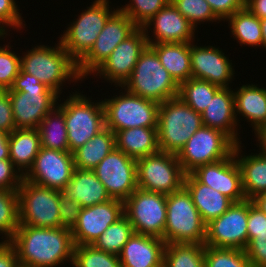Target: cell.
I'll use <instances>...</instances> for the list:
<instances>
[{
  "label": "cell",
  "mask_w": 266,
  "mask_h": 267,
  "mask_svg": "<svg viewBox=\"0 0 266 267\" xmlns=\"http://www.w3.org/2000/svg\"><path fill=\"white\" fill-rule=\"evenodd\" d=\"M240 145L241 143L235 145L233 153L241 170L245 197L252 200L266 191V155L260 152L243 156V146Z\"/></svg>",
  "instance_id": "4316f807"
},
{
  "label": "cell",
  "mask_w": 266,
  "mask_h": 267,
  "mask_svg": "<svg viewBox=\"0 0 266 267\" xmlns=\"http://www.w3.org/2000/svg\"><path fill=\"white\" fill-rule=\"evenodd\" d=\"M170 2L195 29L199 23L220 22L206 0H170Z\"/></svg>",
  "instance_id": "60d3db41"
},
{
  "label": "cell",
  "mask_w": 266,
  "mask_h": 267,
  "mask_svg": "<svg viewBox=\"0 0 266 267\" xmlns=\"http://www.w3.org/2000/svg\"><path fill=\"white\" fill-rule=\"evenodd\" d=\"M266 230V214L263 213L252 200L248 199V243L256 237L257 233Z\"/></svg>",
  "instance_id": "c3c4849f"
},
{
  "label": "cell",
  "mask_w": 266,
  "mask_h": 267,
  "mask_svg": "<svg viewBox=\"0 0 266 267\" xmlns=\"http://www.w3.org/2000/svg\"><path fill=\"white\" fill-rule=\"evenodd\" d=\"M18 265L15 247L9 241L0 242V267H17Z\"/></svg>",
  "instance_id": "816d5d0a"
},
{
  "label": "cell",
  "mask_w": 266,
  "mask_h": 267,
  "mask_svg": "<svg viewBox=\"0 0 266 267\" xmlns=\"http://www.w3.org/2000/svg\"><path fill=\"white\" fill-rule=\"evenodd\" d=\"M74 168L73 153L41 147L24 179L62 191L70 181Z\"/></svg>",
  "instance_id": "ac0fdd59"
},
{
  "label": "cell",
  "mask_w": 266,
  "mask_h": 267,
  "mask_svg": "<svg viewBox=\"0 0 266 267\" xmlns=\"http://www.w3.org/2000/svg\"><path fill=\"white\" fill-rule=\"evenodd\" d=\"M169 2L170 0H130V3L118 9L129 16L139 28H142Z\"/></svg>",
  "instance_id": "b9f144b4"
},
{
  "label": "cell",
  "mask_w": 266,
  "mask_h": 267,
  "mask_svg": "<svg viewBox=\"0 0 266 267\" xmlns=\"http://www.w3.org/2000/svg\"><path fill=\"white\" fill-rule=\"evenodd\" d=\"M109 3V0H95L61 35L63 48L76 63L90 51L108 19L118 10H111Z\"/></svg>",
  "instance_id": "9c48e42d"
},
{
  "label": "cell",
  "mask_w": 266,
  "mask_h": 267,
  "mask_svg": "<svg viewBox=\"0 0 266 267\" xmlns=\"http://www.w3.org/2000/svg\"><path fill=\"white\" fill-rule=\"evenodd\" d=\"M235 143L222 131L202 125L177 154L185 174L199 166L227 158Z\"/></svg>",
  "instance_id": "7c38bea8"
},
{
  "label": "cell",
  "mask_w": 266,
  "mask_h": 267,
  "mask_svg": "<svg viewBox=\"0 0 266 267\" xmlns=\"http://www.w3.org/2000/svg\"><path fill=\"white\" fill-rule=\"evenodd\" d=\"M165 241L162 238L133 233L123 246L122 267H163Z\"/></svg>",
  "instance_id": "cb8c5ba5"
},
{
  "label": "cell",
  "mask_w": 266,
  "mask_h": 267,
  "mask_svg": "<svg viewBox=\"0 0 266 267\" xmlns=\"http://www.w3.org/2000/svg\"><path fill=\"white\" fill-rule=\"evenodd\" d=\"M57 105L63 110L65 116L69 152L71 153L106 128L101 100L94 103L90 98L76 91L70 93L63 103H57Z\"/></svg>",
  "instance_id": "52a82bcc"
},
{
  "label": "cell",
  "mask_w": 266,
  "mask_h": 267,
  "mask_svg": "<svg viewBox=\"0 0 266 267\" xmlns=\"http://www.w3.org/2000/svg\"><path fill=\"white\" fill-rule=\"evenodd\" d=\"M122 87L134 95L159 104L178 97L179 94V84L162 66L150 45L141 52L132 75Z\"/></svg>",
  "instance_id": "277c9868"
},
{
  "label": "cell",
  "mask_w": 266,
  "mask_h": 267,
  "mask_svg": "<svg viewBox=\"0 0 266 267\" xmlns=\"http://www.w3.org/2000/svg\"><path fill=\"white\" fill-rule=\"evenodd\" d=\"M162 66L180 85L192 77L190 43H148Z\"/></svg>",
  "instance_id": "4dcf8cb0"
},
{
  "label": "cell",
  "mask_w": 266,
  "mask_h": 267,
  "mask_svg": "<svg viewBox=\"0 0 266 267\" xmlns=\"http://www.w3.org/2000/svg\"><path fill=\"white\" fill-rule=\"evenodd\" d=\"M15 129L8 91L0 89V131L10 134Z\"/></svg>",
  "instance_id": "f907efd6"
},
{
  "label": "cell",
  "mask_w": 266,
  "mask_h": 267,
  "mask_svg": "<svg viewBox=\"0 0 266 267\" xmlns=\"http://www.w3.org/2000/svg\"><path fill=\"white\" fill-rule=\"evenodd\" d=\"M124 92L104 99L105 127L113 133L135 127L157 128L159 103Z\"/></svg>",
  "instance_id": "ba28073f"
},
{
  "label": "cell",
  "mask_w": 266,
  "mask_h": 267,
  "mask_svg": "<svg viewBox=\"0 0 266 267\" xmlns=\"http://www.w3.org/2000/svg\"><path fill=\"white\" fill-rule=\"evenodd\" d=\"M16 249L19 264L29 267H58L73 263L74 242L71 229L36 228L19 225L9 241Z\"/></svg>",
  "instance_id": "6da1fadb"
},
{
  "label": "cell",
  "mask_w": 266,
  "mask_h": 267,
  "mask_svg": "<svg viewBox=\"0 0 266 267\" xmlns=\"http://www.w3.org/2000/svg\"><path fill=\"white\" fill-rule=\"evenodd\" d=\"M204 243H166L163 267H205Z\"/></svg>",
  "instance_id": "e575fe53"
},
{
  "label": "cell",
  "mask_w": 266,
  "mask_h": 267,
  "mask_svg": "<svg viewBox=\"0 0 266 267\" xmlns=\"http://www.w3.org/2000/svg\"><path fill=\"white\" fill-rule=\"evenodd\" d=\"M41 148L38 129H15L9 134V157L24 176Z\"/></svg>",
  "instance_id": "f546056e"
},
{
  "label": "cell",
  "mask_w": 266,
  "mask_h": 267,
  "mask_svg": "<svg viewBox=\"0 0 266 267\" xmlns=\"http://www.w3.org/2000/svg\"><path fill=\"white\" fill-rule=\"evenodd\" d=\"M191 174L200 183L217 190L233 202L246 200L241 170L233 152L220 161L199 166Z\"/></svg>",
  "instance_id": "ffe728a7"
},
{
  "label": "cell",
  "mask_w": 266,
  "mask_h": 267,
  "mask_svg": "<svg viewBox=\"0 0 266 267\" xmlns=\"http://www.w3.org/2000/svg\"><path fill=\"white\" fill-rule=\"evenodd\" d=\"M81 205L60 191L59 217L60 227L72 229L78 221Z\"/></svg>",
  "instance_id": "f6af8a7d"
},
{
  "label": "cell",
  "mask_w": 266,
  "mask_h": 267,
  "mask_svg": "<svg viewBox=\"0 0 266 267\" xmlns=\"http://www.w3.org/2000/svg\"><path fill=\"white\" fill-rule=\"evenodd\" d=\"M148 45L142 28H138L126 40L120 42L110 56L92 73L104 78L107 82L115 83L116 87L123 84L132 75L133 69L141 52Z\"/></svg>",
  "instance_id": "e0dca14e"
},
{
  "label": "cell",
  "mask_w": 266,
  "mask_h": 267,
  "mask_svg": "<svg viewBox=\"0 0 266 267\" xmlns=\"http://www.w3.org/2000/svg\"><path fill=\"white\" fill-rule=\"evenodd\" d=\"M220 21L227 20L236 11L245 7V0H206Z\"/></svg>",
  "instance_id": "681fc988"
},
{
  "label": "cell",
  "mask_w": 266,
  "mask_h": 267,
  "mask_svg": "<svg viewBox=\"0 0 266 267\" xmlns=\"http://www.w3.org/2000/svg\"><path fill=\"white\" fill-rule=\"evenodd\" d=\"M124 215L134 232L162 238L166 225V195L137 188L124 201Z\"/></svg>",
  "instance_id": "4fadbf2b"
},
{
  "label": "cell",
  "mask_w": 266,
  "mask_h": 267,
  "mask_svg": "<svg viewBox=\"0 0 266 267\" xmlns=\"http://www.w3.org/2000/svg\"><path fill=\"white\" fill-rule=\"evenodd\" d=\"M133 233V226L124 215L117 222L110 224L92 245L99 250L119 255Z\"/></svg>",
  "instance_id": "8d00e7d4"
},
{
  "label": "cell",
  "mask_w": 266,
  "mask_h": 267,
  "mask_svg": "<svg viewBox=\"0 0 266 267\" xmlns=\"http://www.w3.org/2000/svg\"><path fill=\"white\" fill-rule=\"evenodd\" d=\"M24 176L10 159L0 160V189L17 191Z\"/></svg>",
  "instance_id": "bcb514c9"
},
{
  "label": "cell",
  "mask_w": 266,
  "mask_h": 267,
  "mask_svg": "<svg viewBox=\"0 0 266 267\" xmlns=\"http://www.w3.org/2000/svg\"><path fill=\"white\" fill-rule=\"evenodd\" d=\"M15 0H0V33L7 34L8 27L23 29L26 25ZM24 22V23H23Z\"/></svg>",
  "instance_id": "ee69618b"
},
{
  "label": "cell",
  "mask_w": 266,
  "mask_h": 267,
  "mask_svg": "<svg viewBox=\"0 0 266 267\" xmlns=\"http://www.w3.org/2000/svg\"><path fill=\"white\" fill-rule=\"evenodd\" d=\"M62 193L77 201L82 208L101 204L111 199L104 184L93 170L78 168H74L72 177Z\"/></svg>",
  "instance_id": "d4e9b609"
},
{
  "label": "cell",
  "mask_w": 266,
  "mask_h": 267,
  "mask_svg": "<svg viewBox=\"0 0 266 267\" xmlns=\"http://www.w3.org/2000/svg\"><path fill=\"white\" fill-rule=\"evenodd\" d=\"M21 69L35 76L41 83L52 89L59 96L66 81H83L78 74L77 63L63 48L60 40L54 47L34 45L20 57ZM62 86V87H61Z\"/></svg>",
  "instance_id": "3957f363"
},
{
  "label": "cell",
  "mask_w": 266,
  "mask_h": 267,
  "mask_svg": "<svg viewBox=\"0 0 266 267\" xmlns=\"http://www.w3.org/2000/svg\"><path fill=\"white\" fill-rule=\"evenodd\" d=\"M261 27H262V36H263V47L266 49V18L261 19Z\"/></svg>",
  "instance_id": "6f0895ef"
},
{
  "label": "cell",
  "mask_w": 266,
  "mask_h": 267,
  "mask_svg": "<svg viewBox=\"0 0 266 267\" xmlns=\"http://www.w3.org/2000/svg\"><path fill=\"white\" fill-rule=\"evenodd\" d=\"M151 26L153 28H151ZM148 43L195 42V27L169 2L142 27ZM153 33L150 38V31ZM155 38V39H154Z\"/></svg>",
  "instance_id": "7402d4cb"
},
{
  "label": "cell",
  "mask_w": 266,
  "mask_h": 267,
  "mask_svg": "<svg viewBox=\"0 0 266 267\" xmlns=\"http://www.w3.org/2000/svg\"><path fill=\"white\" fill-rule=\"evenodd\" d=\"M245 6L259 19L266 18V0H245Z\"/></svg>",
  "instance_id": "f5cc1de1"
},
{
  "label": "cell",
  "mask_w": 266,
  "mask_h": 267,
  "mask_svg": "<svg viewBox=\"0 0 266 267\" xmlns=\"http://www.w3.org/2000/svg\"><path fill=\"white\" fill-rule=\"evenodd\" d=\"M17 193L20 225L36 228L60 227V191L23 178Z\"/></svg>",
  "instance_id": "30bf717a"
},
{
  "label": "cell",
  "mask_w": 266,
  "mask_h": 267,
  "mask_svg": "<svg viewBox=\"0 0 266 267\" xmlns=\"http://www.w3.org/2000/svg\"><path fill=\"white\" fill-rule=\"evenodd\" d=\"M139 27L119 9L108 19L90 51L77 63L82 79L92 73L110 56L115 47Z\"/></svg>",
  "instance_id": "5bb4252c"
},
{
  "label": "cell",
  "mask_w": 266,
  "mask_h": 267,
  "mask_svg": "<svg viewBox=\"0 0 266 267\" xmlns=\"http://www.w3.org/2000/svg\"><path fill=\"white\" fill-rule=\"evenodd\" d=\"M184 187L191 194L192 201L206 225L221 216L233 204L230 198L200 183L191 173L185 175Z\"/></svg>",
  "instance_id": "484cf974"
},
{
  "label": "cell",
  "mask_w": 266,
  "mask_h": 267,
  "mask_svg": "<svg viewBox=\"0 0 266 267\" xmlns=\"http://www.w3.org/2000/svg\"><path fill=\"white\" fill-rule=\"evenodd\" d=\"M12 46H0V89L9 90L15 77L21 70V59L11 49Z\"/></svg>",
  "instance_id": "7bdbcfd3"
},
{
  "label": "cell",
  "mask_w": 266,
  "mask_h": 267,
  "mask_svg": "<svg viewBox=\"0 0 266 267\" xmlns=\"http://www.w3.org/2000/svg\"><path fill=\"white\" fill-rule=\"evenodd\" d=\"M254 133L258 139L259 152L266 155V124L260 126Z\"/></svg>",
  "instance_id": "11a10c76"
},
{
  "label": "cell",
  "mask_w": 266,
  "mask_h": 267,
  "mask_svg": "<svg viewBox=\"0 0 266 267\" xmlns=\"http://www.w3.org/2000/svg\"><path fill=\"white\" fill-rule=\"evenodd\" d=\"M205 267H253L245 250L205 246Z\"/></svg>",
  "instance_id": "ab89813d"
},
{
  "label": "cell",
  "mask_w": 266,
  "mask_h": 267,
  "mask_svg": "<svg viewBox=\"0 0 266 267\" xmlns=\"http://www.w3.org/2000/svg\"><path fill=\"white\" fill-rule=\"evenodd\" d=\"M37 129L41 147L69 152L65 116L58 105L45 116Z\"/></svg>",
  "instance_id": "836d02e7"
},
{
  "label": "cell",
  "mask_w": 266,
  "mask_h": 267,
  "mask_svg": "<svg viewBox=\"0 0 266 267\" xmlns=\"http://www.w3.org/2000/svg\"><path fill=\"white\" fill-rule=\"evenodd\" d=\"M139 189L171 194L184 186L185 173L176 154L159 151L136 160Z\"/></svg>",
  "instance_id": "8fae6325"
},
{
  "label": "cell",
  "mask_w": 266,
  "mask_h": 267,
  "mask_svg": "<svg viewBox=\"0 0 266 267\" xmlns=\"http://www.w3.org/2000/svg\"><path fill=\"white\" fill-rule=\"evenodd\" d=\"M111 199L125 201L137 188L136 159L114 148L94 169Z\"/></svg>",
  "instance_id": "2e32d148"
},
{
  "label": "cell",
  "mask_w": 266,
  "mask_h": 267,
  "mask_svg": "<svg viewBox=\"0 0 266 267\" xmlns=\"http://www.w3.org/2000/svg\"><path fill=\"white\" fill-rule=\"evenodd\" d=\"M221 88L207 80L191 77L179 85L180 97L189 107L197 113H202Z\"/></svg>",
  "instance_id": "d590c367"
},
{
  "label": "cell",
  "mask_w": 266,
  "mask_h": 267,
  "mask_svg": "<svg viewBox=\"0 0 266 267\" xmlns=\"http://www.w3.org/2000/svg\"><path fill=\"white\" fill-rule=\"evenodd\" d=\"M248 199L233 202L218 218L206 225L205 246L245 250L248 245Z\"/></svg>",
  "instance_id": "9a60e30c"
},
{
  "label": "cell",
  "mask_w": 266,
  "mask_h": 267,
  "mask_svg": "<svg viewBox=\"0 0 266 267\" xmlns=\"http://www.w3.org/2000/svg\"><path fill=\"white\" fill-rule=\"evenodd\" d=\"M253 203L260 208V210L266 214V191L260 193L252 199Z\"/></svg>",
  "instance_id": "9f6ffc18"
},
{
  "label": "cell",
  "mask_w": 266,
  "mask_h": 267,
  "mask_svg": "<svg viewBox=\"0 0 266 267\" xmlns=\"http://www.w3.org/2000/svg\"><path fill=\"white\" fill-rule=\"evenodd\" d=\"M19 225V199L17 191L0 189V235H4L1 239L3 241H10Z\"/></svg>",
  "instance_id": "74e56055"
},
{
  "label": "cell",
  "mask_w": 266,
  "mask_h": 267,
  "mask_svg": "<svg viewBox=\"0 0 266 267\" xmlns=\"http://www.w3.org/2000/svg\"><path fill=\"white\" fill-rule=\"evenodd\" d=\"M114 148L115 133L105 128L73 152L74 167L93 170Z\"/></svg>",
  "instance_id": "1f68e13d"
},
{
  "label": "cell",
  "mask_w": 266,
  "mask_h": 267,
  "mask_svg": "<svg viewBox=\"0 0 266 267\" xmlns=\"http://www.w3.org/2000/svg\"><path fill=\"white\" fill-rule=\"evenodd\" d=\"M201 118L204 126L222 131L235 144L241 143L231 87L221 88L213 96L207 108L201 113Z\"/></svg>",
  "instance_id": "603a6c76"
},
{
  "label": "cell",
  "mask_w": 266,
  "mask_h": 267,
  "mask_svg": "<svg viewBox=\"0 0 266 267\" xmlns=\"http://www.w3.org/2000/svg\"><path fill=\"white\" fill-rule=\"evenodd\" d=\"M7 35H8V34H1V33H0V38L3 39V38H5Z\"/></svg>",
  "instance_id": "680465c9"
},
{
  "label": "cell",
  "mask_w": 266,
  "mask_h": 267,
  "mask_svg": "<svg viewBox=\"0 0 266 267\" xmlns=\"http://www.w3.org/2000/svg\"><path fill=\"white\" fill-rule=\"evenodd\" d=\"M10 159L9 157V134L0 131V160Z\"/></svg>",
  "instance_id": "db71d44e"
},
{
  "label": "cell",
  "mask_w": 266,
  "mask_h": 267,
  "mask_svg": "<svg viewBox=\"0 0 266 267\" xmlns=\"http://www.w3.org/2000/svg\"><path fill=\"white\" fill-rule=\"evenodd\" d=\"M215 46H197L190 43L192 77L207 80L220 88H228L234 78L232 60ZM232 79V80H231Z\"/></svg>",
  "instance_id": "44dd1931"
},
{
  "label": "cell",
  "mask_w": 266,
  "mask_h": 267,
  "mask_svg": "<svg viewBox=\"0 0 266 267\" xmlns=\"http://www.w3.org/2000/svg\"><path fill=\"white\" fill-rule=\"evenodd\" d=\"M238 90V91H237ZM234 93L235 114L237 123L242 116L251 122L254 132L262 125L266 124V88L258 87L255 84L242 85Z\"/></svg>",
  "instance_id": "83f0119b"
},
{
  "label": "cell",
  "mask_w": 266,
  "mask_h": 267,
  "mask_svg": "<svg viewBox=\"0 0 266 267\" xmlns=\"http://www.w3.org/2000/svg\"><path fill=\"white\" fill-rule=\"evenodd\" d=\"M124 216V202L110 199L107 202L84 207L71 229L75 245H92L104 231Z\"/></svg>",
  "instance_id": "d6986e66"
},
{
  "label": "cell",
  "mask_w": 266,
  "mask_h": 267,
  "mask_svg": "<svg viewBox=\"0 0 266 267\" xmlns=\"http://www.w3.org/2000/svg\"><path fill=\"white\" fill-rule=\"evenodd\" d=\"M202 125L201 114L180 97L160 103L157 120L159 150L177 155Z\"/></svg>",
  "instance_id": "5b68a950"
},
{
  "label": "cell",
  "mask_w": 266,
  "mask_h": 267,
  "mask_svg": "<svg viewBox=\"0 0 266 267\" xmlns=\"http://www.w3.org/2000/svg\"><path fill=\"white\" fill-rule=\"evenodd\" d=\"M166 209L165 243H205L206 224L184 186L166 195Z\"/></svg>",
  "instance_id": "8992f818"
},
{
  "label": "cell",
  "mask_w": 266,
  "mask_h": 267,
  "mask_svg": "<svg viewBox=\"0 0 266 267\" xmlns=\"http://www.w3.org/2000/svg\"><path fill=\"white\" fill-rule=\"evenodd\" d=\"M228 21L231 35L240 45L263 47L261 19L255 16L246 6L233 15Z\"/></svg>",
  "instance_id": "d6a6232c"
},
{
  "label": "cell",
  "mask_w": 266,
  "mask_h": 267,
  "mask_svg": "<svg viewBox=\"0 0 266 267\" xmlns=\"http://www.w3.org/2000/svg\"><path fill=\"white\" fill-rule=\"evenodd\" d=\"M116 148L138 159L159 152L157 128L135 127L115 133Z\"/></svg>",
  "instance_id": "f1b7e54d"
},
{
  "label": "cell",
  "mask_w": 266,
  "mask_h": 267,
  "mask_svg": "<svg viewBox=\"0 0 266 267\" xmlns=\"http://www.w3.org/2000/svg\"><path fill=\"white\" fill-rule=\"evenodd\" d=\"M7 91L16 129H37L45 116L57 106V100L61 101V96L22 69Z\"/></svg>",
  "instance_id": "7a4b0ae2"
},
{
  "label": "cell",
  "mask_w": 266,
  "mask_h": 267,
  "mask_svg": "<svg viewBox=\"0 0 266 267\" xmlns=\"http://www.w3.org/2000/svg\"><path fill=\"white\" fill-rule=\"evenodd\" d=\"M72 267H122L119 255L105 252L93 245H75Z\"/></svg>",
  "instance_id": "f35d334b"
},
{
  "label": "cell",
  "mask_w": 266,
  "mask_h": 267,
  "mask_svg": "<svg viewBox=\"0 0 266 267\" xmlns=\"http://www.w3.org/2000/svg\"><path fill=\"white\" fill-rule=\"evenodd\" d=\"M245 253L253 267H266V230L257 233L248 243Z\"/></svg>",
  "instance_id": "7dc6e473"
},
{
  "label": "cell",
  "mask_w": 266,
  "mask_h": 267,
  "mask_svg": "<svg viewBox=\"0 0 266 267\" xmlns=\"http://www.w3.org/2000/svg\"><path fill=\"white\" fill-rule=\"evenodd\" d=\"M17 267H29V266L19 264Z\"/></svg>",
  "instance_id": "91938a15"
}]
</instances>
